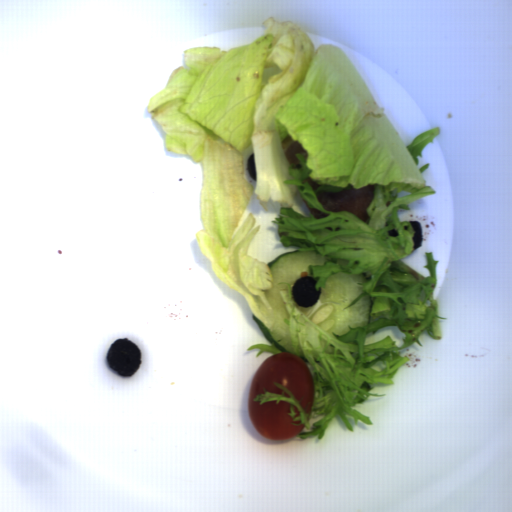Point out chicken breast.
<instances>
[{"instance_id":"cb542c10","label":"chicken breast","mask_w":512,"mask_h":512,"mask_svg":"<svg viewBox=\"0 0 512 512\" xmlns=\"http://www.w3.org/2000/svg\"><path fill=\"white\" fill-rule=\"evenodd\" d=\"M320 203L326 211L338 212L343 209L351 210L361 221L366 222L368 204L374 198V185H368L363 189H346L339 194L319 192L317 195Z\"/></svg>"},{"instance_id":"c9198e5e","label":"chicken breast","mask_w":512,"mask_h":512,"mask_svg":"<svg viewBox=\"0 0 512 512\" xmlns=\"http://www.w3.org/2000/svg\"><path fill=\"white\" fill-rule=\"evenodd\" d=\"M281 147L291 164L296 165L301 163L299 158L295 155L296 153H302L303 156L307 158V151L304 150L296 141H292L289 134L281 141Z\"/></svg>"},{"instance_id":"ea81aa3d","label":"chicken breast","mask_w":512,"mask_h":512,"mask_svg":"<svg viewBox=\"0 0 512 512\" xmlns=\"http://www.w3.org/2000/svg\"><path fill=\"white\" fill-rule=\"evenodd\" d=\"M302 200H303V199H302ZM303 202H304V203H305V205L307 206V208H308V210L310 211V213H311L312 215H314L317 219H319V218H322V217H325V216H328V215H329V214H323V213L319 212V211H318V209H311V208L307 205L306 201H304V200H303Z\"/></svg>"},{"instance_id":"8e849b83","label":"chicken breast","mask_w":512,"mask_h":512,"mask_svg":"<svg viewBox=\"0 0 512 512\" xmlns=\"http://www.w3.org/2000/svg\"><path fill=\"white\" fill-rule=\"evenodd\" d=\"M305 181H308V182L312 185V187L314 188V190H315L317 187L321 186V185L315 184V183H314L310 178H308V177H307V179H305L303 182H305Z\"/></svg>"}]
</instances>
